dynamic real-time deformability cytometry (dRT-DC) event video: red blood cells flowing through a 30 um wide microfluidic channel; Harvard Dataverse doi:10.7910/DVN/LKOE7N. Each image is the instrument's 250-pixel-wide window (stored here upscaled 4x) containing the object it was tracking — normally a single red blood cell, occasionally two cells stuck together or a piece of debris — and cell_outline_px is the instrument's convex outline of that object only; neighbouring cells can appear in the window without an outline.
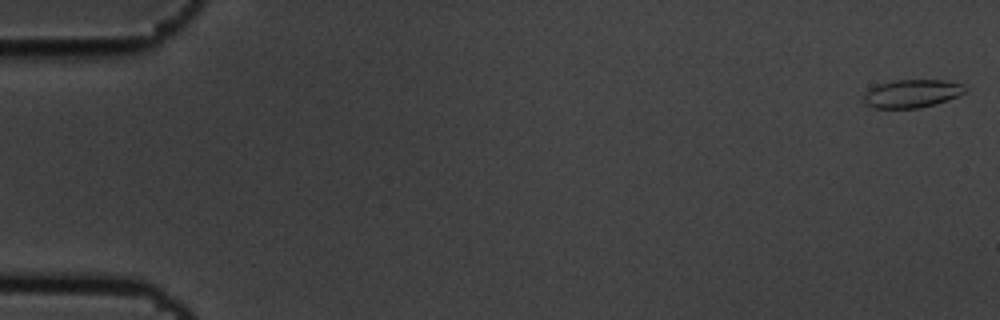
{"species": "common noctule bat (a hibernating species)", "species_latin": "Nyctalus noctula", "temperature_condition": "cold", "stored_images_in_passage": 11, "camera_frame_rate_fps": 3000, "um_per_image_px": 0.085, "animal": {"sex": "male", "body_mass_g": 19.5, "forearm_length_mm": 54.6}, "frame": {"image": 1, "passage_image": 1, "time_ms": 0.0, "image_size_px": [1000, 320], "cell_outline_px": [[964, 92], [948, 100], [936, 104], [920, 108], [876, 108], [868, 104], [864, 100], [864, 96], [868, 88], [876, 84], [896, 80], [944, 80], [960, 84], [964, 88]], "centroid_in_image_um": [77.47, 7.95], "position_along_channel_um": 7.5, "area_um2": 16.42}}
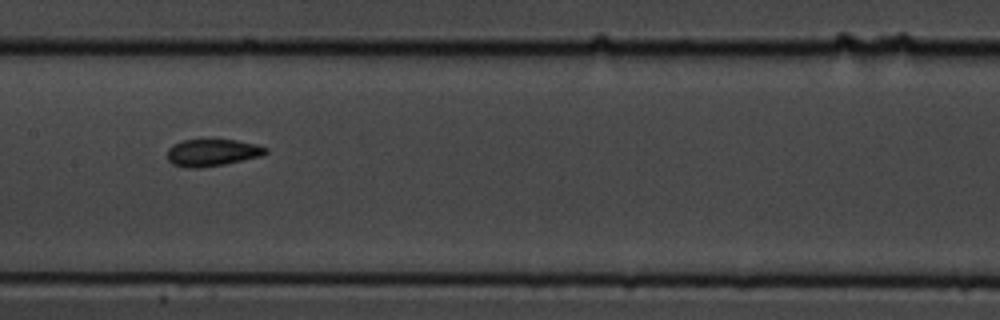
{"frame": {"image": 2, "passage_image": 8, "time_ms": 2.333, "image_size_px": [1000, 320], "cell_outline_px": [[268, 152], [260, 156], [224, 164], [200, 168], [188, 168], [172, 164], [168, 160], [168, 148], [172, 144], [184, 140], [236, 140], [256, 144], [268, 148]], "centroid_in_image_um": [18.02, 12.97], "position_along_channel_um": 189.4, "area_um2": 15.43}}
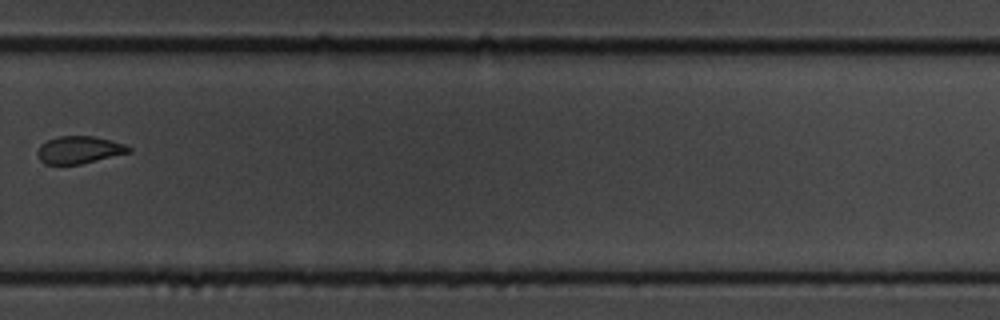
{"frame": {"image": 3, "passage_image": 11, "time_ms": 3.333, "image_size_px": [1000, 320], "cell_outline_px": [[132, 152], [80, 164], [44, 164], [40, 160], [36, 152], [40, 144], [48, 140], [60, 136], [92, 136], [124, 144], [132, 148]], "centroid_in_image_um": [6.71, 12.74], "position_along_channel_um": 323.1, "area_um2": 14.51}}